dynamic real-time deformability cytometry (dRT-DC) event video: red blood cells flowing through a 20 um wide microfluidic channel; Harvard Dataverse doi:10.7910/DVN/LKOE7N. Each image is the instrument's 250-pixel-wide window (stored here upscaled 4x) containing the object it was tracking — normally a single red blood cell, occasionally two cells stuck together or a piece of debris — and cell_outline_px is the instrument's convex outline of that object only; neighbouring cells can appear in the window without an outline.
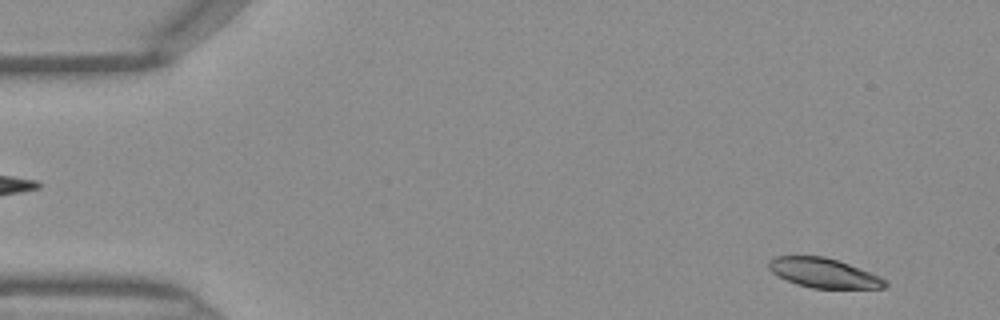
{"species": "Egyptian fruit bat (a non-hibernating species)", "species_latin": "Rousettus aegyptiacus", "temperature_condition": "warm", "stored_images_in_passage": 46, "camera_frame_rate_fps": 3000, "um_per_image_px": 0.085, "frame": {"image": 1, "passage_image": 3, "time_ms": 0.667, "image_size_px": [1000, 320], "cell_outline_px": [[888, 284], [884, 288], [812, 288], [796, 284], [772, 272], [768, 268], [768, 260], [776, 256], [824, 256], [848, 264], [880, 276]], "centroid_in_image_um": [69.99, 23.2], "position_along_channel_um": 15.0, "area_um2": 19.77}}
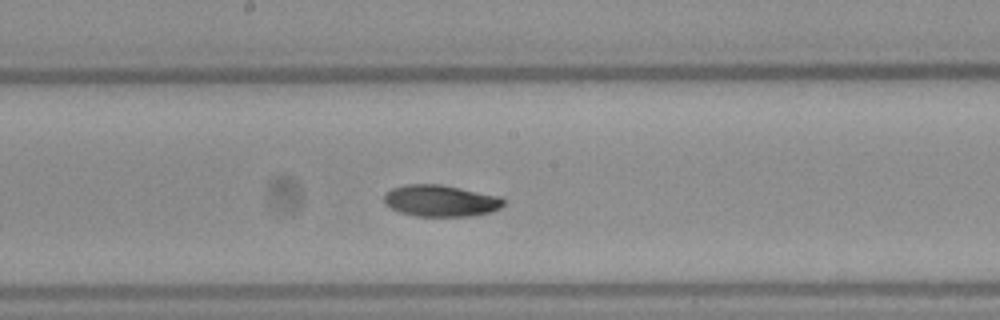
{"frame": {"image": 2, "passage_image": 24, "time_ms": 7.667, "image_size_px": [1000, 320], "cell_outline_px": [[504, 204], [500, 208], [492, 212], [472, 216], [416, 216], [400, 212], [384, 204], [384, 192], [392, 188], [408, 184], [440, 184], [500, 196], [504, 200]], "centroid_in_image_um": [37.45, 17.06], "position_along_channel_um": 210.8, "area_um2": 22.08}}
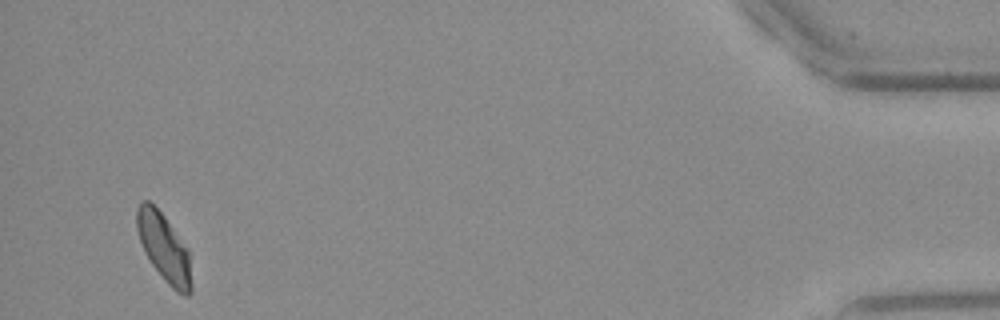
{"frame": {"image": 3, "passage_image": 44, "time_ms": 14.333, "image_size_px": [1000, 320], "cell_outline_px": [[192, 292], [188, 296], [184, 296], [176, 292], [168, 284], [152, 264], [144, 252], [136, 228], [136, 208], [140, 200], [148, 200], [164, 216], [188, 248], [192, 284]], "centroid_in_image_um": [13.94, 21.06], "position_along_channel_um": 421.3, "area_um2": 21.73}}